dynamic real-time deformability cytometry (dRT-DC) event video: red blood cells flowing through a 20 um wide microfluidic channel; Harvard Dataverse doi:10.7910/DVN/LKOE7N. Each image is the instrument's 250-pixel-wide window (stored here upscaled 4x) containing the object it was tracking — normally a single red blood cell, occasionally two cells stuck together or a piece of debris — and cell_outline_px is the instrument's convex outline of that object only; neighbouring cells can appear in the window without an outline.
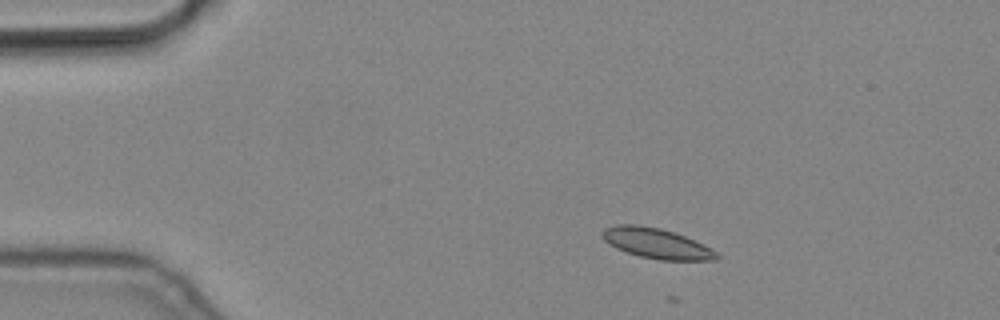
{"species": "common noctule bat (a hibernating species)", "species_latin": "Nyctalus noctula", "temperature_condition": "cold", "stored_images_in_passage": 7, "camera_frame_rate_fps": 3000, "um_per_image_px": 0.085, "animal": {"sex": "male", "body_mass_g": 19.2, "forearm_length_mm": 51.8}, "frame": {"image": 1, "passage_image": 2, "time_ms": 0.333, "image_size_px": [1000, 320], "cell_outline_px": [[720, 256], [716, 260], [660, 260], [640, 256], [616, 248], [604, 240], [600, 236], [600, 232], [604, 228], [616, 224], [636, 224], [660, 228], [684, 236], [704, 244], [716, 252]], "centroid_in_image_um": [55.77, 20.68], "position_along_channel_um": 29.2, "area_um2": 20.11}}